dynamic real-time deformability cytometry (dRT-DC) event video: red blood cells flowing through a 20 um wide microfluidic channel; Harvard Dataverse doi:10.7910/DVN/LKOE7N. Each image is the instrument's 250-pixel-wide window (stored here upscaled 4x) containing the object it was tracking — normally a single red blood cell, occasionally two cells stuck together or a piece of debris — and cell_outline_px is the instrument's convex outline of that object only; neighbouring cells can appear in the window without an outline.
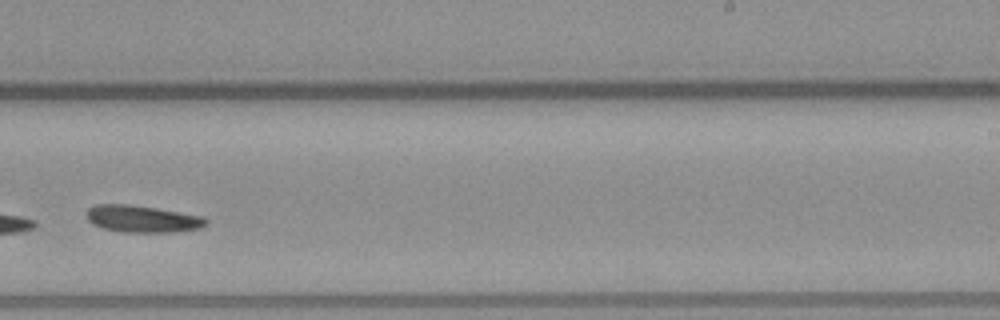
{"species": "common noctule bat (a hibernating species)", "species_latin": "Nyctalus noctula", "temperature_condition": "warm", "stored_images_in_passage": 31, "camera_frame_rate_fps": 3000, "um_per_image_px": 0.085, "animal": {"sex": "male", "body_mass_g": 23.1, "forearm_length_mm": 52.7}, "frame": {"image": 1, "passage_image": 22, "time_ms": 7.0, "image_size_px": [1000, 320], "cell_outline_px": [[208, 224], [200, 228], [176, 232], [120, 232], [100, 228], [92, 224], [88, 220], [84, 212], [88, 208], [96, 204], [128, 204], [156, 208], [204, 216], [208, 220]], "centroid_in_image_um": [12.07, 18.61], "position_along_channel_um": 276.9, "area_um2": 19.13}}